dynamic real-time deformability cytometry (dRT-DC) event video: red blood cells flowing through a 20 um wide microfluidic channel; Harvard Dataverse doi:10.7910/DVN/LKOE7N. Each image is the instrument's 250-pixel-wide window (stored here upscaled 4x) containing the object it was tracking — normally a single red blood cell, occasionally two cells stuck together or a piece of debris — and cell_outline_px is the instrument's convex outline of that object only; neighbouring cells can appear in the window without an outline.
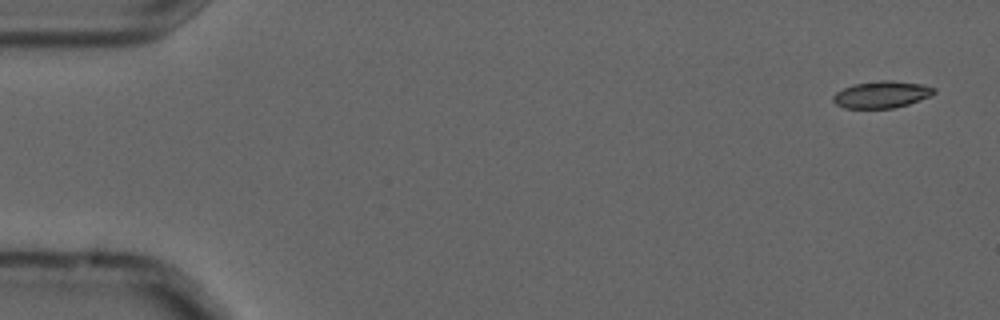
{"species": "common noctule bat (a hibernating species)", "species_latin": "Nyctalus noctula", "temperature_condition": "cold", "stored_images_in_passage": 4, "camera_frame_rate_fps": 3000, "um_per_image_px": 0.085, "animal": {"sex": "male", "forearm_length_mm": 52.5}, "frame": {"image": 1, "passage_image": 1, "time_ms": 0.0, "image_size_px": [1000, 320], "cell_outline_px": [[936, 92], [928, 96], [908, 104], [892, 108], [844, 108], [836, 104], [832, 100], [832, 96], [836, 92], [844, 88], [856, 84], [880, 80], [892, 80], [920, 84], [936, 88]], "centroid_in_image_um": [74.91, 8.03], "position_along_channel_um": 10.1, "area_um2": 15.61}}
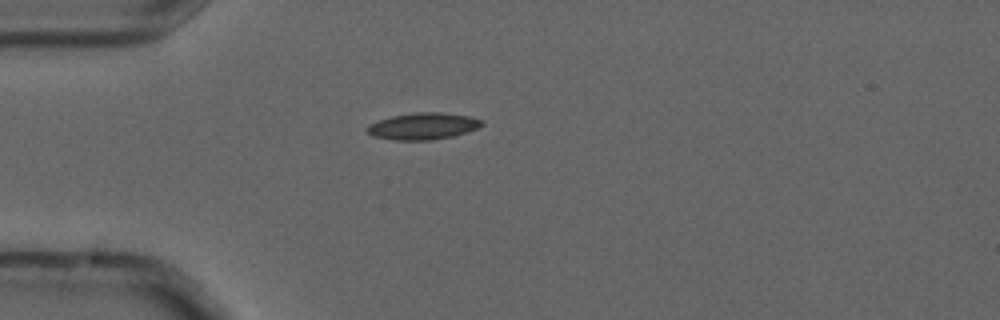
{"frame": {"image": 2, "passage_image": 4, "time_ms": 1.0, "image_size_px": [1000, 320], "cell_outline_px": [[484, 124], [476, 128], [452, 136], [432, 140], [396, 140], [372, 136], [368, 132], [368, 124], [392, 116], [416, 112], [440, 112], [468, 116], [480, 120]], "centroid_in_image_um": [35.93, 10.72], "position_along_channel_um": 49.1, "area_um2": 17.51}}